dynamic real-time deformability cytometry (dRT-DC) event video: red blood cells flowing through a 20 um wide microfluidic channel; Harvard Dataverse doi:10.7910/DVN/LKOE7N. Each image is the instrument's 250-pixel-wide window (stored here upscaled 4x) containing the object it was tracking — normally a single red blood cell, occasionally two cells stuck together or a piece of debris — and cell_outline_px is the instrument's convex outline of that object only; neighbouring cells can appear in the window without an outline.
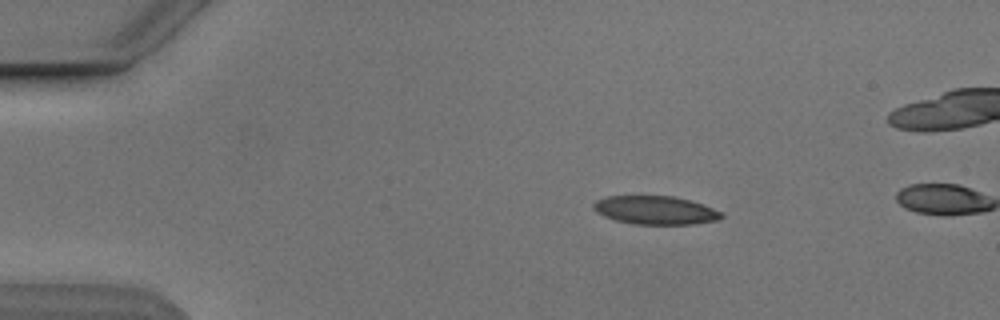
{"species": "Egyptian fruit bat (a non-hibernating species)", "species_latin": "Rousettus aegyptiacus", "temperature_condition": "cold", "stored_images_in_passage": 3, "camera_frame_rate_fps": 3000, "um_per_image_px": 0.085, "animal": {"sex": "male"}, "frame": {"image": 1, "passage_image": 1, "time_ms": 0.0, "image_size_px": [1000, 320], "cell_outline_px": [[724, 216], [716, 220], [696, 224], [632, 224], [616, 220], [604, 216], [596, 212], [592, 208], [592, 204], [596, 200], [608, 196], [672, 196], [692, 200], [724, 212]], "centroid_in_image_um": [55.72, 17.86], "position_along_channel_um": 29.3, "area_um2": 21.39}}